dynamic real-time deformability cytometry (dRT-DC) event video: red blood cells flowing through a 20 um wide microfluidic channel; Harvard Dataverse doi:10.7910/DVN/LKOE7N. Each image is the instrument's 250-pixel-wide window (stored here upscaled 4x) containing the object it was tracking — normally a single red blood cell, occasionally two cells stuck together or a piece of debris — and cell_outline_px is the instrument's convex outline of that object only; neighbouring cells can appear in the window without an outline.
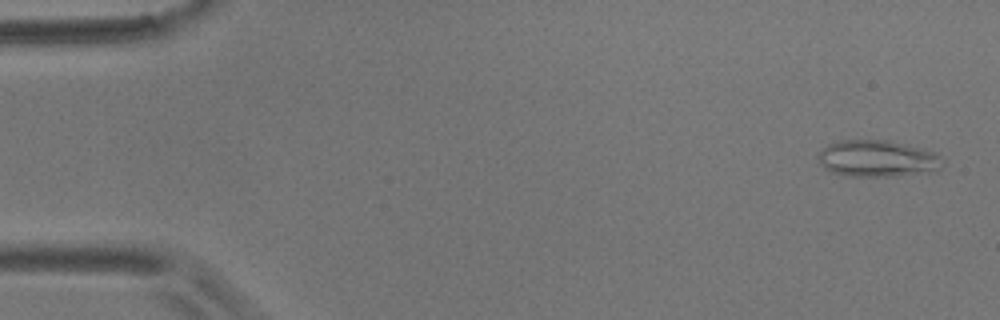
{"species": "common noctule bat (a hibernating species)", "species_latin": "Nyctalus noctula", "temperature_condition": "room temperature", "stored_images_in_passage": 5, "camera_frame_rate_fps": 3000, "um_per_image_px": 0.085, "animal": {"sex": "male", "body_mass_g": 17.9}, "frame": {"image": 1, "passage_image": 1, "time_ms": 0.0, "image_size_px": [1000, 320], "cell_outline_px": [[944, 164], [936, 172], [892, 176], [848, 176], [832, 172], [824, 168], [820, 164], [816, 156], [828, 144], [836, 140], [888, 140], [924, 148], [936, 152], [940, 156]], "centroid_in_image_um": [74.61, 13.48], "position_along_channel_um": 10.4, "area_um2": 26.99}}
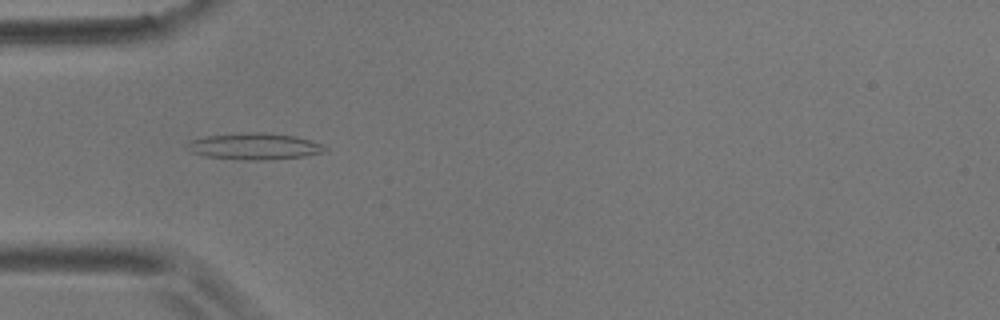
{"frame": {"image": 2, "passage_image": 5, "time_ms": 5.0, "image_size_px": [1000, 320], "cell_outline_px": [[328, 152], [304, 156], [268, 160], [244, 160], [204, 156], [192, 152], [184, 144], [188, 140], [208, 136], [240, 132], [264, 132], [296, 136], [320, 144], [328, 148]], "centroid_in_image_um": [21.61, 12.44], "position_along_channel_um": 63.4, "area_um2": 21.5}}